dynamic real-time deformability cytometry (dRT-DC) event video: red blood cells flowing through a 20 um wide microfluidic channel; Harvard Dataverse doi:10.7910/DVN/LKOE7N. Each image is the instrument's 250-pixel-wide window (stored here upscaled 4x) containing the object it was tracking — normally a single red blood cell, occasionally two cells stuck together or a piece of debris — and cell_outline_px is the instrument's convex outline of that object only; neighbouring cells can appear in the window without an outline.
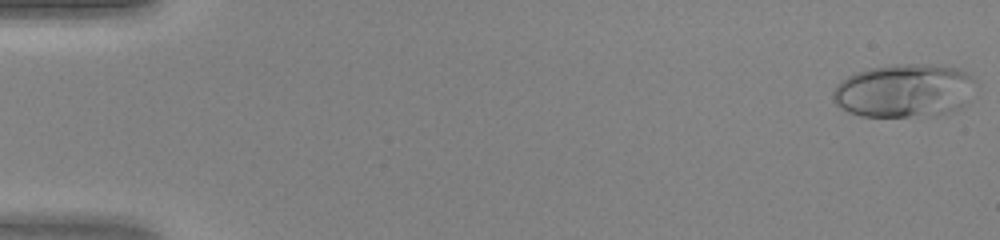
{"species": "human", "species_latin": "Homo sapiens", "temperature_condition": "warm", "stored_images_in_passage": 46, "camera_frame_rate_fps": 3000, "um_per_image_px": 0.085, "donor": {"sex": "female"}, "frame": {"image": 1, "passage_image": 1, "time_ms": 0.0, "image_size_px": [1000, 240], "cell_outline_px": [[972, 80], [964, 104], [960, 108], [936, 116], [860, 116], [848, 112], [840, 108], [832, 100], [832, 92], [836, 84], [848, 76], [856, 72], [868, 68], [896, 64], [928, 64], [956, 68], [972, 76]], "centroid_in_image_um": [76.76, 7.71], "position_along_channel_um": 8.2, "area_um2": 44.1}}
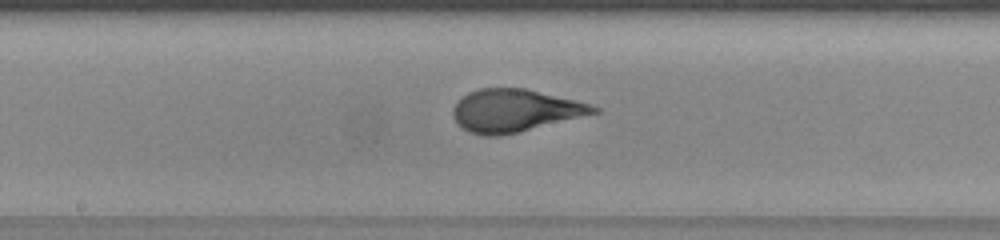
{"frame": {"image": 2, "passage_image": 25, "time_ms": 8.0, "image_size_px": [1000, 240], "cell_outline_px": [[600, 112], [520, 132], [500, 136], [484, 136], [468, 132], [452, 116], [452, 108], [468, 92], [480, 88], [524, 88], [588, 104], [600, 108]], "centroid_in_image_um": [43.73, 9.41], "position_along_channel_um": 204.5, "area_um2": 34.51}}
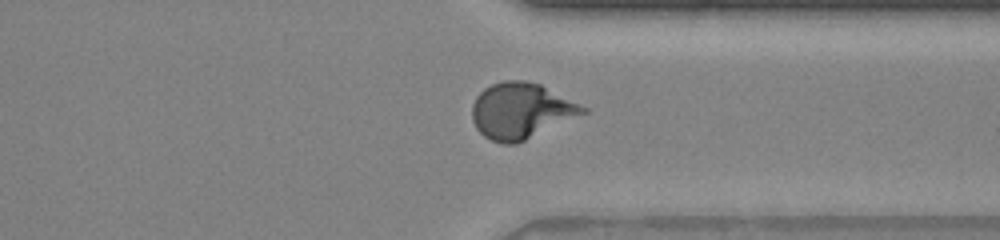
{"frame": {"image": 3, "passage_image": 36, "time_ms": 11.667, "image_size_px": [1000, 240], "cell_outline_px": [[588, 112], [516, 144], [504, 144], [492, 140], [484, 136], [476, 128], [472, 120], [472, 104], [476, 96], [484, 88], [492, 84], [504, 80], [524, 80], [540, 84], [588, 108]], "centroid_in_image_um": [44.27, 9.41], "position_along_channel_um": 367.1, "area_um2": 35.95}}